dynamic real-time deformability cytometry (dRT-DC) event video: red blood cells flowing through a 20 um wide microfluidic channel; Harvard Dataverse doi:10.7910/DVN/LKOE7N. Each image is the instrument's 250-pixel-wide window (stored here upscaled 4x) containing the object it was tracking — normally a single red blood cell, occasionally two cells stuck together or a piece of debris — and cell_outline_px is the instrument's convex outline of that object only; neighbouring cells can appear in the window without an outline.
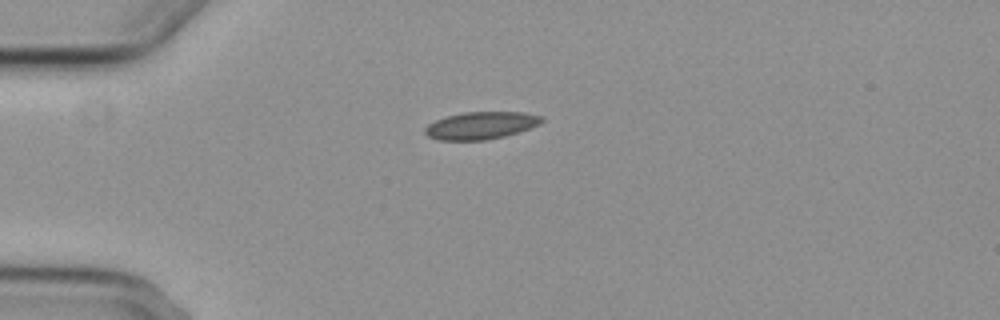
{"species": "common noctule bat (a hibernating species)", "species_latin": "Nyctalus noctula", "temperature_condition": "cold", "stored_images_in_passage": 1, "camera_frame_rate_fps": 3000, "um_per_image_px": 0.085, "animal": {"sex": "female", "body_mass_g": 29.2, "forearm_length_mm": 56.3}, "frame": {"image": 1, "passage_image": 1, "time_ms": 0.0, "image_size_px": [1000, 320], "cell_outline_px": [[544, 120], [540, 124], [520, 132], [504, 136], [484, 140], [440, 140], [428, 136], [424, 132], [424, 128], [428, 124], [436, 120], [448, 116], [464, 112], [524, 112], [544, 116]], "centroid_in_image_um": [40.92, 10.66], "position_along_channel_um": 44.1, "area_um2": 18.67}}